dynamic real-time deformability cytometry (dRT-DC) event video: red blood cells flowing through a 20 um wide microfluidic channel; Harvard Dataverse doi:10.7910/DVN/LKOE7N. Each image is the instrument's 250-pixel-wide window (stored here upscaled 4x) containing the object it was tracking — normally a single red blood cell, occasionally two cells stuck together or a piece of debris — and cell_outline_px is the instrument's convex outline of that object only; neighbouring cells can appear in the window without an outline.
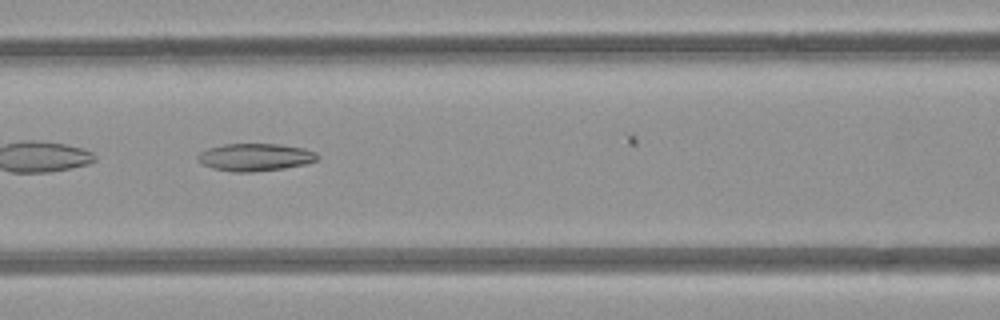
{"species": "common noctule bat (a hibernating species)", "species_latin": "Nyctalus noctula", "temperature_condition": "room temperature", "stored_images_in_passage": 8, "camera_frame_rate_fps": 3000, "um_per_image_px": 0.085, "animal": {"sex": "female", "body_mass_g": 21.9}, "frame": {"image": 1, "passage_image": 6, "time_ms": 6.667, "image_size_px": [1000, 320], "cell_outline_px": [[320, 156], [316, 160], [304, 164], [284, 168], [252, 172], [232, 172], [212, 168], [196, 160], [196, 156], [200, 152], [208, 148], [224, 144], [280, 144], [304, 148], [316, 152]], "centroid_in_image_um": [21.67, 13.36], "position_along_channel_um": 144.9, "area_um2": 19.25}}
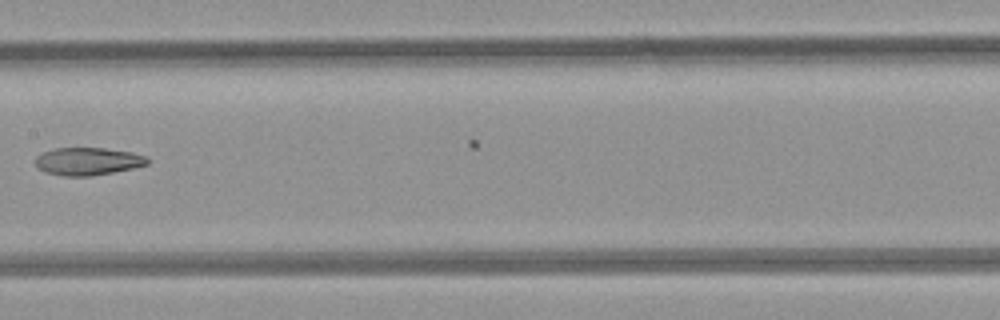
{"frame": {"image": 2, "passage_image": 7, "time_ms": 8.0, "image_size_px": [1000, 320], "cell_outline_px": [[148, 164], [132, 168], [92, 176], [60, 176], [44, 172], [36, 164], [36, 156], [44, 152], [56, 148], [104, 148], [132, 152], [148, 156]], "centroid_in_image_um": [7.47, 13.71], "position_along_channel_um": 199.9, "area_um2": 18.03}}
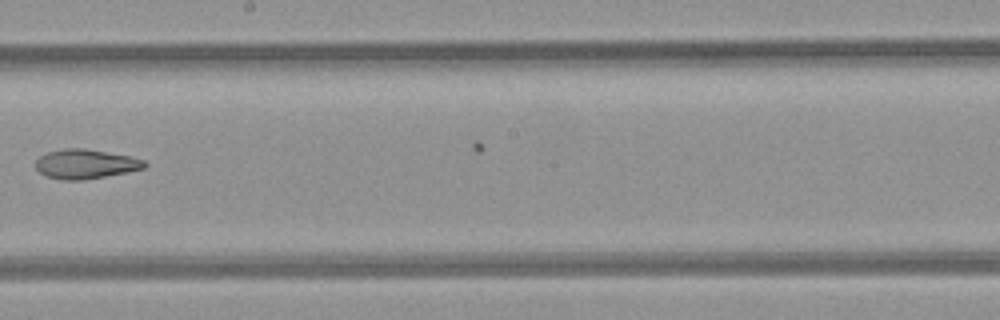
{"frame": {"image": 3, "passage_image": 8, "time_ms": 9.0, "image_size_px": [1000, 320], "cell_outline_px": [[148, 164], [144, 168], [84, 180], [64, 180], [44, 176], [36, 168], [36, 160], [40, 156], [48, 152], [64, 148], [84, 148], [128, 156], [144, 160]], "centroid_in_image_um": [7.23, 13.94], "position_along_channel_um": 241.0, "area_um2": 18.44}}